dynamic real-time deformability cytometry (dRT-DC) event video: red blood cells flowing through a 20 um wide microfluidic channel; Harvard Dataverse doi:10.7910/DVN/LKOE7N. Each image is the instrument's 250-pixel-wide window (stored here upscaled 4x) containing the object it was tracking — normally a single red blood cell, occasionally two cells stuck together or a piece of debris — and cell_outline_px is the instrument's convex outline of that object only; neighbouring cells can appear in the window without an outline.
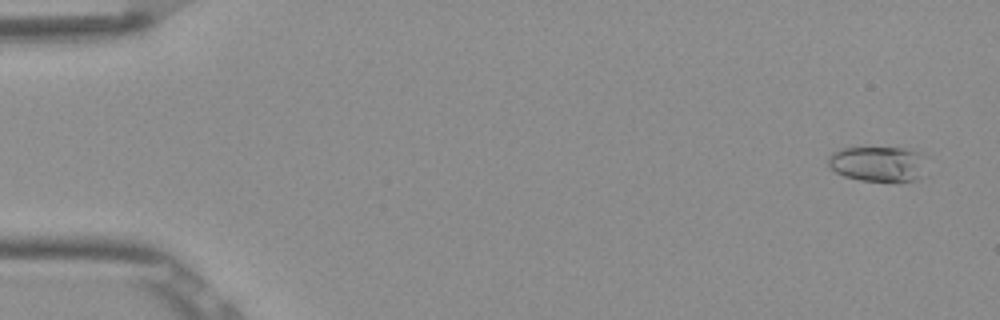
{"species": "Egyptian fruit bat (a non-hibernating species)", "species_latin": "Rousettus aegyptiacus", "temperature_condition": "room temperature", "stored_images_in_passage": 52, "camera_frame_rate_fps": 3000, "um_per_image_px": 0.085, "frame": {"image": 1, "passage_image": 2, "time_ms": 0.333, "image_size_px": [1000, 320], "cell_outline_px": [[928, 176], [916, 180], [860, 180], [844, 176], [836, 172], [828, 164], [828, 156], [832, 152], [840, 148], [908, 148], [916, 152], [920, 156]], "centroid_in_image_um": [74.62, 13.93], "position_along_channel_um": 10.4, "area_um2": 20.06}}
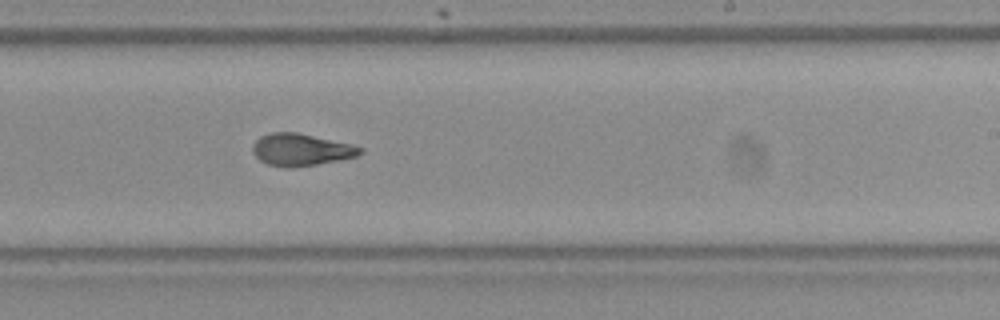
{"frame": {"image": 2, "passage_image": 32, "time_ms": 10.333, "image_size_px": [1000, 320], "cell_outline_px": [[364, 152], [356, 156], [340, 160], [292, 168], [284, 168], [268, 164], [260, 160], [252, 152], [252, 144], [260, 136], [272, 132], [296, 132], [352, 144], [364, 148]], "centroid_in_image_um": [25.58, 12.73], "position_along_channel_um": 263.4, "area_um2": 20.23}}
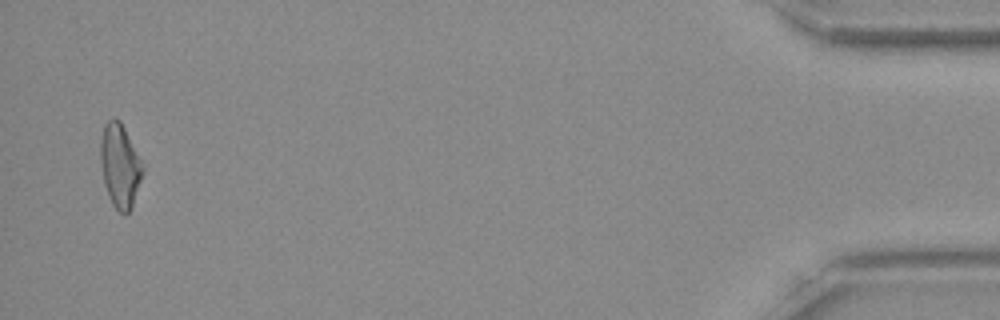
{"frame": {"image": 3, "passage_image": 51, "time_ms": 16.667, "image_size_px": [1000, 320], "cell_outline_px": [[144, 172], [132, 208], [124, 216], [112, 204], [108, 196], [104, 184], [100, 160], [100, 144], [104, 124], [112, 116], [120, 120], [144, 160]], "centroid_in_image_um": [10.23, 14.06], "position_along_channel_um": 425.0, "area_um2": 21.27}, "authors_computed_cell_mechanics": {"area_um2": 20.2011, "velocity_mm_per_s": 3.8808, "shape_relaxation_time_tau1_ms": 6.0729, "shape_relaxation_time_tau2_ms": 1.8288, "deformation_change_tau1": 0.1918, "deformation_change_tau2": 0.0942}}